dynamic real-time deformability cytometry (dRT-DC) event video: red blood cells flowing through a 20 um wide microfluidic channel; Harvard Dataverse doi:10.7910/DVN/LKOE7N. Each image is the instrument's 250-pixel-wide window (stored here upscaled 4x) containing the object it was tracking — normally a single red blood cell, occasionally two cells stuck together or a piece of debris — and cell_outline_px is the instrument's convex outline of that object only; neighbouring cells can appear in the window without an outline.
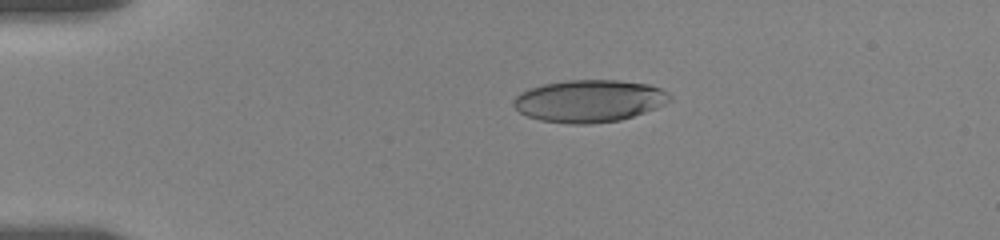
{"species": "human", "species_latin": "Homo sapiens", "temperature_condition": "room temperature", "stored_images_in_passage": 5, "camera_frame_rate_fps": 3000, "um_per_image_px": 0.085, "donor": {"sex": "female"}, "frame": {"image": 1, "passage_image": 4, "time_ms": 3.667, "image_size_px": [1000, 240], "cell_outline_px": [[672, 100], [656, 108], [620, 120], [588, 124], [568, 124], [540, 120], [528, 116], [520, 112], [512, 104], [512, 100], [520, 92], [544, 84], [564, 80], [616, 80], [648, 84], [660, 88], [668, 92], [672, 96]], "centroid_in_image_um": [50.09, 8.58], "position_along_channel_um": 34.9, "area_um2": 38.49}}